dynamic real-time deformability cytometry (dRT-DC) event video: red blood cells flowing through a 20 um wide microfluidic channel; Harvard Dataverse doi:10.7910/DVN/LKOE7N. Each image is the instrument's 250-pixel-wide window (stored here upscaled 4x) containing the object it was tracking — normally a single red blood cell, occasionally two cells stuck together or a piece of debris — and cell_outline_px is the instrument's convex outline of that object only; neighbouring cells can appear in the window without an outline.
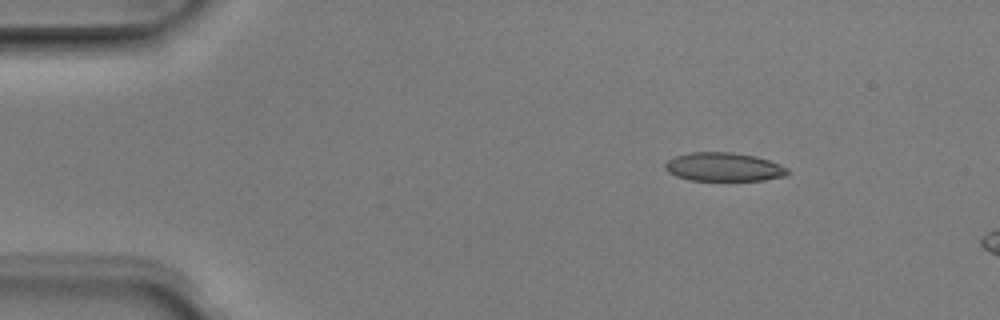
{"species": "Egyptian fruit bat (a non-hibernating species)", "species_latin": "Rousettus aegyptiacus", "temperature_condition": "room temperature", "stored_images_in_passage": 4, "camera_frame_rate_fps": 3000, "um_per_image_px": 0.085, "animal": {"sex": "male"}, "frame": {"image": 1, "passage_image": 2, "time_ms": 0.333, "image_size_px": [1000, 320], "cell_outline_px": [[788, 172], [784, 176], [764, 180], [688, 180], [676, 176], [668, 172], [664, 168], [664, 164], [668, 160], [676, 156], [688, 152], [732, 152], [756, 156], [780, 164], [788, 168]], "centroid_in_image_um": [61.49, 14.18], "position_along_channel_um": 23.5, "area_um2": 20.46}}